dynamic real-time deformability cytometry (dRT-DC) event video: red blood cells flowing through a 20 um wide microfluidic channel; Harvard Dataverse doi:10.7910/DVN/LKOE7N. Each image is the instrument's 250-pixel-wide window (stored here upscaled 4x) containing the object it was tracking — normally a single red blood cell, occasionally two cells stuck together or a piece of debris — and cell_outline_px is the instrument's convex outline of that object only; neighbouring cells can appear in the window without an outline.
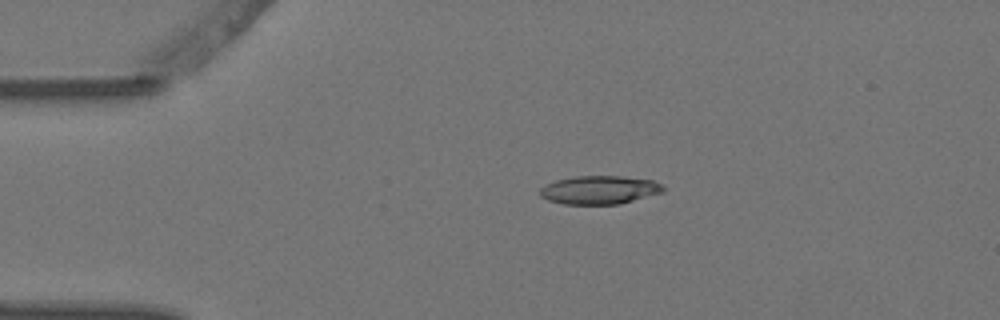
{"species": "Egyptian fruit bat (a non-hibernating species)", "species_latin": "Rousettus aegyptiacus", "temperature_condition": "warm", "stored_images_in_passage": 4, "camera_frame_rate_fps": 3000, "um_per_image_px": 0.085, "animal": {"sex": "female"}, "frame": {"image": 1, "passage_image": 3, "time_ms": 0.667, "image_size_px": [1000, 320], "cell_outline_px": [[664, 192], [620, 204], [564, 204], [548, 200], [540, 196], [540, 188], [556, 180], [576, 176], [620, 176], [652, 180], [660, 184], [664, 188]], "centroid_in_image_um": [50.96, 16.15], "position_along_channel_um": 34.0, "area_um2": 20.29}}